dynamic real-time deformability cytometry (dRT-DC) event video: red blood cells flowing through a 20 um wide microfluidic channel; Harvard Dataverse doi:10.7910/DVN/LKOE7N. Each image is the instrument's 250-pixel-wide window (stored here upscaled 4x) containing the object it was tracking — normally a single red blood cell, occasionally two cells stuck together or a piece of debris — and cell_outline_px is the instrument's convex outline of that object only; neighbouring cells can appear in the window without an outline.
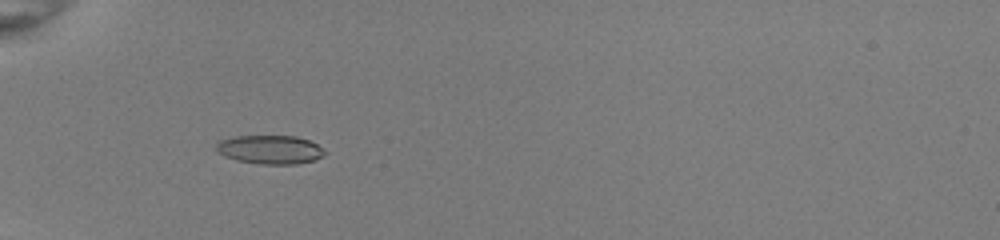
{"species": "common noctule bat (a hibernating species)", "species_latin": "Nyctalus noctula", "temperature_condition": "room temperature", "stored_images_in_passage": 53, "camera_frame_rate_fps": 3000, "um_per_image_px": 0.085, "animal": {"sex": "female", "body_mass_g": 22.0, "forearm_length_mm": 56.7}, "frame": {"image": 1, "passage_image": 20, "time_ms": 6.333, "image_size_px": [1000, 240], "cell_outline_px": [[328, 152], [324, 156], [316, 160], [296, 164], [260, 164], [236, 160], [224, 156], [216, 148], [216, 144], [220, 140], [236, 136], [296, 136], [308, 140], [316, 144]], "centroid_in_image_um": [22.99, 12.72], "position_along_channel_um": 62.0, "area_um2": 18.21}}
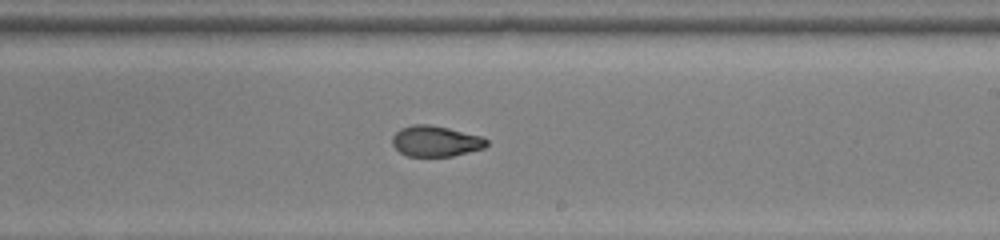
{"frame": {"image": 2, "passage_image": 35, "time_ms": 11.333, "image_size_px": [1000, 240], "cell_outline_px": [[488, 144], [484, 148], [452, 156], [408, 156], [400, 152], [392, 144], [392, 136], [400, 128], [412, 124], [428, 124], [448, 128], [480, 136], [488, 140]], "centroid_in_image_um": [37.01, 11.99], "position_along_channel_um": 252.0, "area_um2": 16.82}}
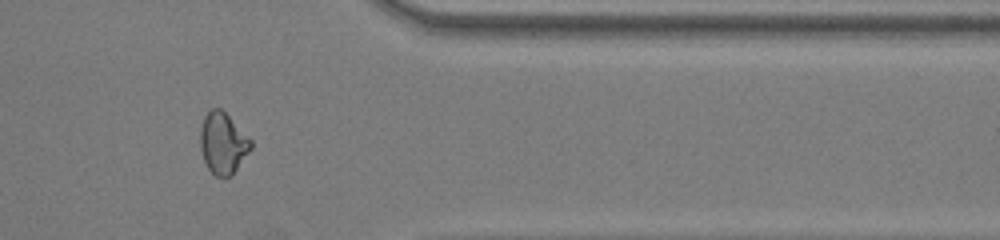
{"frame": {"image": 3, "passage_image": 46, "time_ms": 15.0, "image_size_px": [1000, 240], "cell_outline_px": [[252, 148], [232, 176], [216, 176], [208, 168], [204, 160], [200, 144], [200, 132], [204, 116], [212, 108], [220, 108], [252, 140]], "centroid_in_image_um": [18.96, 12.18], "position_along_channel_um": 392.4, "area_um2": 17.86}, "authors_computed_cell_mechanics": {"area_um2": 17.8602, "velocity_mm_per_s": 4.0292, "shape_relaxation_time_tau1_ms": null, "shape_relaxation_time_tau2_ms": 1.2619, "deformation_change_tau1": null, "deformation_change_tau2": 0.0715}}